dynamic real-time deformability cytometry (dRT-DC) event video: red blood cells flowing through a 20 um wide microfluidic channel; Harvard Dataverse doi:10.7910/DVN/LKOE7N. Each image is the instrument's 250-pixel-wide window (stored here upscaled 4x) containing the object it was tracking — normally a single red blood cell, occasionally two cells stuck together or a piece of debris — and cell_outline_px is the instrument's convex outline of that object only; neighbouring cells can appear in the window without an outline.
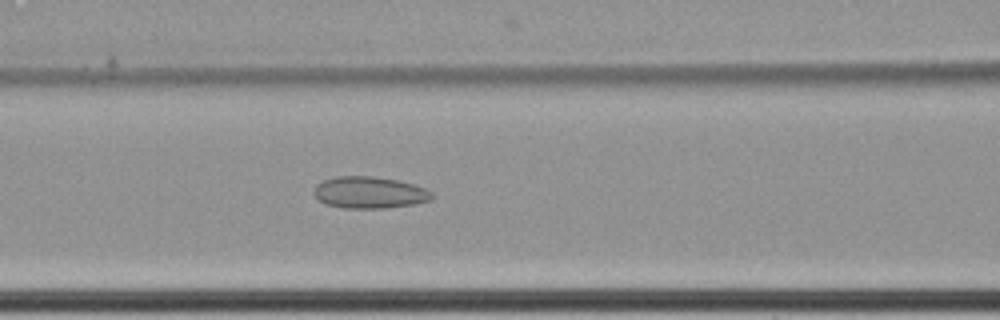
{"species": "common noctule bat (a hibernating species)", "species_latin": "Nyctalus noctula", "temperature_condition": "cold", "stored_images_in_passage": 40, "camera_frame_rate_fps": 3000, "um_per_image_px": 0.085, "animal": {"sex": "female", "body_mass_g": 22.7, "forearm_length_mm": 54.2}, "frame": {"image": 1, "passage_image": 7, "time_ms": 2.0, "image_size_px": [1000, 320], "cell_outline_px": [[436, 196], [432, 200], [412, 204], [384, 208], [344, 208], [324, 204], [312, 192], [316, 184], [324, 180], [336, 176], [372, 176], [396, 180], [412, 184], [424, 188], [432, 192]], "centroid_in_image_um": [31.39, 16.36], "position_along_channel_um": 135.2, "area_um2": 21.85}}
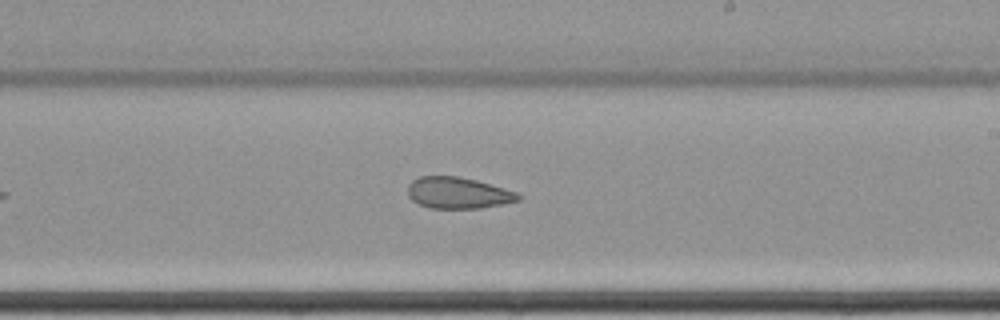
{"frame": {"image": 2, "passage_image": 17, "time_ms": 5.333, "image_size_px": [1000, 320], "cell_outline_px": [[520, 200], [504, 204], [480, 208], [432, 208], [420, 204], [412, 200], [408, 196], [408, 184], [412, 180], [420, 176], [456, 176], [476, 180], [504, 188], [516, 192], [520, 196]], "centroid_in_image_um": [38.92, 16.39], "position_along_channel_um": 250.1, "area_um2": 20.11}}
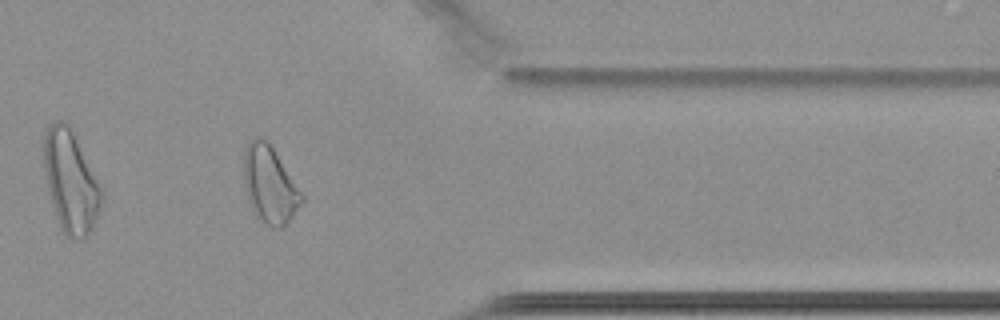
{"frame": {"image": 3, "passage_image": 30, "time_ms": 9.667, "image_size_px": [1000, 320], "cell_outline_px": [[304, 200], [288, 220], [280, 228], [272, 228], [264, 224], [256, 216], [248, 200], [244, 184], [244, 152], [248, 140], [256, 136], [260, 136], [268, 140], [304, 196]], "centroid_in_image_um": [22.9, 15.66], "position_along_channel_um": 388.5, "area_um2": 25.95}, "authors_computed_cell_mechanics": {"area_um2": 21.7617, "velocity_mm_per_s": 3.4563, "shape_relaxation_time_tau1_ms": null, "shape_relaxation_time_tau2_ms": 3.4827, "deformation_change_tau1": null, "deformation_change_tau2": 0.1003}}